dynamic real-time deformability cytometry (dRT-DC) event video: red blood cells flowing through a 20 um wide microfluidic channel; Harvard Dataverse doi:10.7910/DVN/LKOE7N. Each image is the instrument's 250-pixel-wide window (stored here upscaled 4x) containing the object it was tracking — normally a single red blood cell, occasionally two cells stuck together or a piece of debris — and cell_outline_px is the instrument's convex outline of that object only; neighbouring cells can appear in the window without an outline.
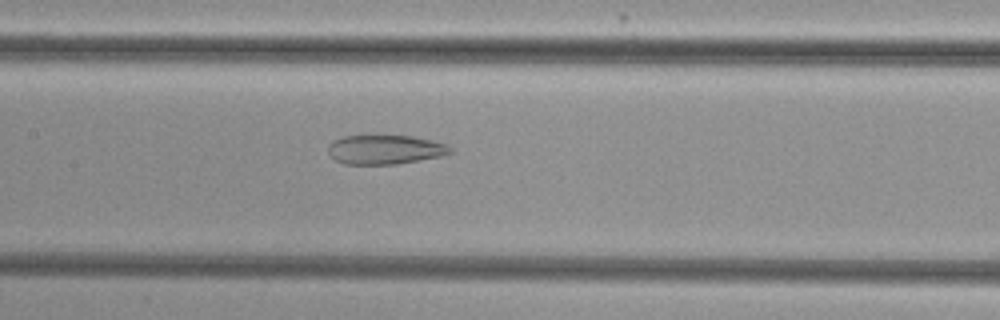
{"species": "common noctule bat (a hibernating species)", "species_latin": "Nyctalus noctula", "temperature_condition": "cold", "stored_images_in_passage": 45, "camera_frame_rate_fps": 3000, "um_per_image_px": 0.085, "animal": {"sex": "female", "body_mass_g": 29.2, "forearm_length_mm": 56.3}, "frame": {"image": 1, "passage_image": 18, "time_ms": 5.667, "image_size_px": [1000, 320], "cell_outline_px": [[452, 152], [440, 156], [396, 164], [344, 164], [336, 160], [328, 152], [328, 144], [332, 140], [344, 136], [412, 136], [432, 140], [444, 144], [452, 148]], "centroid_in_image_um": [32.7, 12.71], "position_along_channel_um": 174.7, "area_um2": 20.63}}
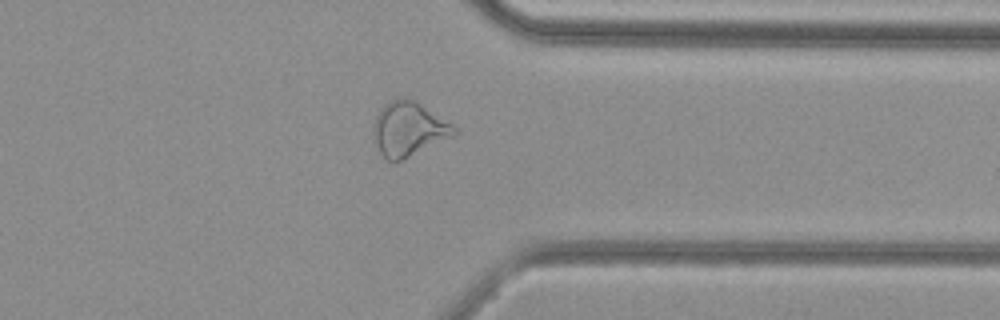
{"frame": {"image": 2, "passage_image": 34, "time_ms": 11.0, "image_size_px": [1000, 320], "cell_outline_px": [[456, 132], [452, 136], [400, 160], [388, 160], [372, 144], [372, 132], [376, 116], [384, 104], [400, 96], [416, 100], [452, 124], [456, 128]], "centroid_in_image_um": [34.68, 10.93], "position_along_channel_um": 376.7, "area_um2": 25.32}}
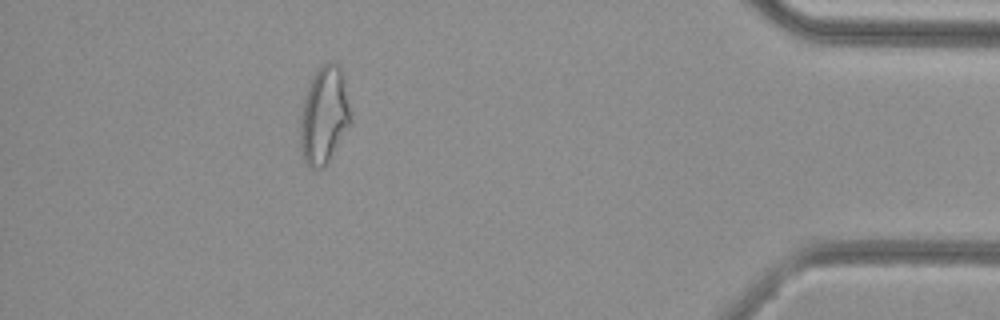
{"frame": {"image": 3, "passage_image": 40, "time_ms": 13.0, "image_size_px": [1000, 320], "cell_outline_px": [[352, 124], [324, 168], [312, 168], [304, 160], [300, 148], [300, 116], [304, 100], [312, 76], [320, 64], [328, 60], [332, 60], [340, 64], [344, 76], [352, 120]], "centroid_in_image_um": [27.58, 9.76], "position_along_channel_um": 407.6, "area_um2": 29.19}, "authors_computed_cell_mechanics": {"area_um2": 25.721, "velocity_mm_per_s": 3.8476, "shape_relaxation_time_tau1_ms": null, "shape_relaxation_time_tau2_ms": 2.2088, "deformation_change_tau1": null, "deformation_change_tau2": 0.1096}}